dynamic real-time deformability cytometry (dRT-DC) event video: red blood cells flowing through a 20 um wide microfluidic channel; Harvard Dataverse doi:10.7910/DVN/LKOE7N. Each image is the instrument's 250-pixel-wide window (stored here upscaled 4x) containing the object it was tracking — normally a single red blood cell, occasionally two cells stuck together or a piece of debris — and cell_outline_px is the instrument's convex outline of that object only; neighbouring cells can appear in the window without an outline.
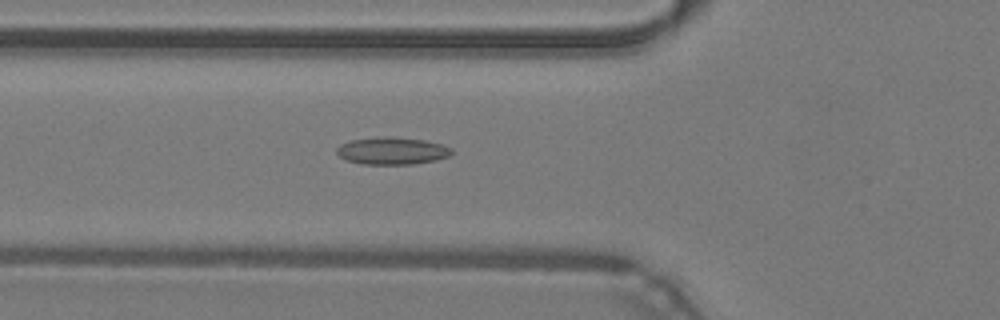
{"species": "common noctule bat (a hibernating species)", "species_latin": "Nyctalus noctula", "temperature_condition": "warm", "stored_images_in_passage": 48, "camera_frame_rate_fps": 3000, "um_per_image_px": 0.085, "animal": {"sex": "male", "body_mass_g": 19.2, "forearm_length_mm": 51.8}, "frame": {"image": 1, "passage_image": 18, "time_ms": 5.667, "image_size_px": [1000, 320], "cell_outline_px": [[452, 152], [448, 156], [436, 160], [412, 164], [360, 164], [348, 160], [340, 156], [336, 152], [336, 148], [340, 144], [352, 140], [384, 136], [388, 136], [424, 140], [440, 144], [452, 148]], "centroid_in_image_um": [33.31, 12.82], "position_along_channel_um": 92.5, "area_um2": 18.15}}
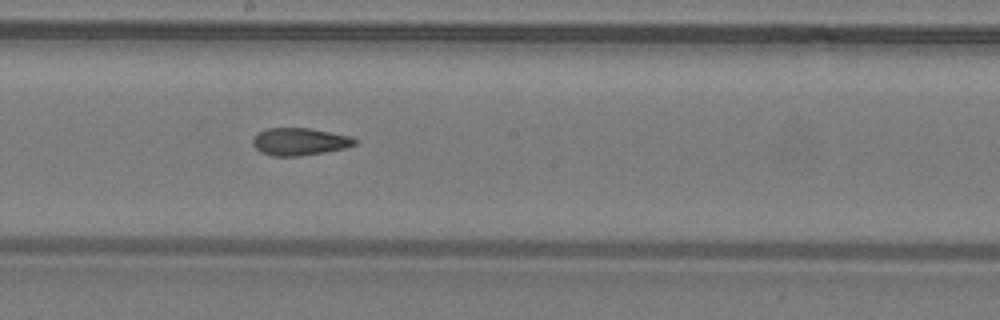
{"frame": {"image": 2, "passage_image": 27, "time_ms": 8.667, "image_size_px": [1000, 320], "cell_outline_px": [[356, 144], [344, 148], [324, 152], [300, 156], [272, 156], [260, 152], [252, 144], [252, 140], [260, 132], [268, 128], [308, 128], [352, 136], [356, 140]], "centroid_in_image_um": [25.46, 12.04], "position_along_channel_um": 222.7, "area_um2": 16.18}}
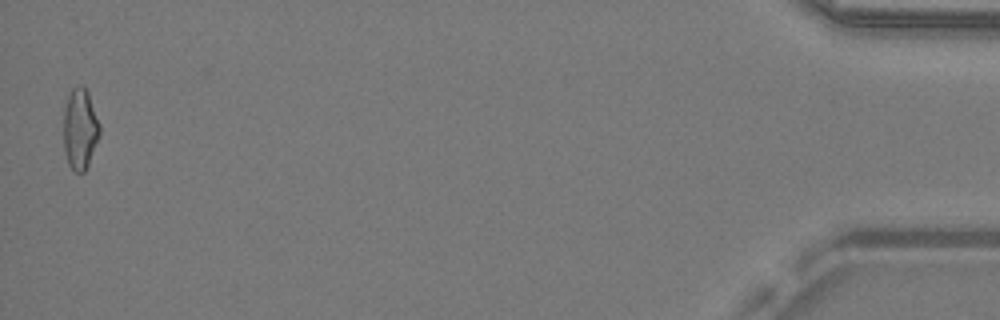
{"frame": {"image": 3, "passage_image": 48, "time_ms": 15.667, "image_size_px": [1000, 320], "cell_outline_px": [[100, 136], [88, 164], [84, 172], [76, 172], [68, 164], [64, 148], [64, 108], [68, 96], [72, 88], [80, 84], [84, 84], [88, 92], [100, 124]], "centroid_in_image_um": [6.81, 10.92], "position_along_channel_um": 428.4, "area_um2": 17.11}, "authors_computed_cell_mechanics": {"area_um2": 16.7909, "velocity_mm_per_s": 4.312, "shape_relaxation_time_tau1_ms": null, "shape_relaxation_time_tau2_ms": 3.032, "deformation_change_tau1": null, "deformation_change_tau2": 0.1115}}